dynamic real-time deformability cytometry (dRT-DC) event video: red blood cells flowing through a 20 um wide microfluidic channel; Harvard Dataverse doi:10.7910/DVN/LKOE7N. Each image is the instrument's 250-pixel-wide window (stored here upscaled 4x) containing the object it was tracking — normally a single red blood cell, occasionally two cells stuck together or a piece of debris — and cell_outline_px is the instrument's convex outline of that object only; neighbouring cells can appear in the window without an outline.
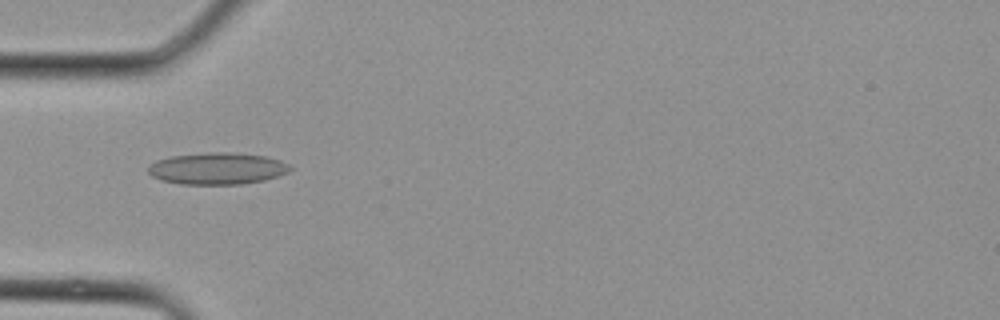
{"species": "Egyptian fruit bat (a non-hibernating species)", "species_latin": "Rousettus aegyptiacus", "temperature_condition": "cold", "stored_images_in_passage": 4, "camera_frame_rate_fps": 3000, "um_per_image_px": 0.085, "animal": {"sex": "female"}, "frame": {"image": 1, "passage_image": 4, "time_ms": 1.0, "image_size_px": [1000, 320], "cell_outline_px": [[292, 168], [288, 172], [264, 180], [240, 184], [180, 184], [160, 180], [152, 176], [148, 172], [148, 168], [156, 160], [172, 156], [208, 152], [228, 152], [264, 156], [280, 160], [288, 164]], "centroid_in_image_um": [18.45, 14.32], "position_along_channel_um": 66.5, "area_um2": 26.13}}